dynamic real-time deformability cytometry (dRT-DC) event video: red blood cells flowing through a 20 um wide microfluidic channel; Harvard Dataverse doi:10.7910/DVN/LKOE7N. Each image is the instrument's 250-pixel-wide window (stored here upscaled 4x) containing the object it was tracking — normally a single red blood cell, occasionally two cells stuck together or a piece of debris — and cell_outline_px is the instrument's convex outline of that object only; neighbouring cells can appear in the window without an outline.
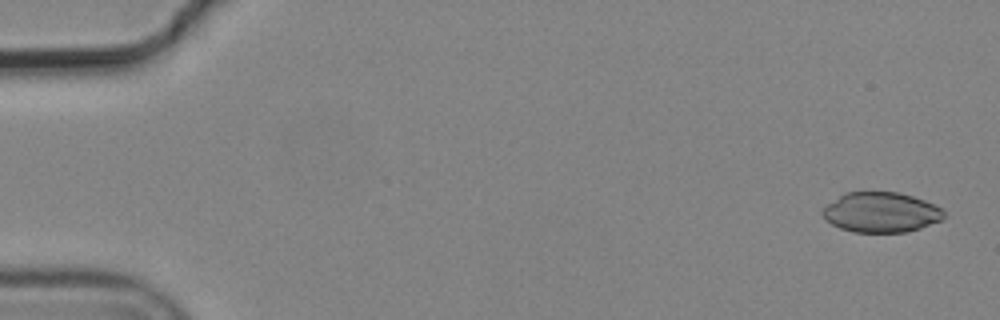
{"species": "common noctule bat (a hibernating species)", "species_latin": "Nyctalus noctula", "temperature_condition": "cold", "stored_images_in_passage": 6, "segment_of_instrument_passage": [2, 2], "camera_frame_rate_fps": 3000, "um_per_image_px": 0.085, "animal": {"sex": "male", "body_mass_g": 19.2, "forearm_length_mm": 51.8}, "frame": {"image": 1, "passage_image": 6, "time_ms": 1.667, "image_size_px": [1000, 320], "cell_outline_px": [[944, 216], [940, 220], [920, 228], [908, 232], [852, 232], [840, 228], [824, 220], [820, 212], [828, 204], [844, 192], [900, 192], [924, 200], [940, 208], [944, 212]], "centroid_in_image_um": [74.84, 18.05], "position_along_channel_um": 10.2, "area_um2": 28.32}}